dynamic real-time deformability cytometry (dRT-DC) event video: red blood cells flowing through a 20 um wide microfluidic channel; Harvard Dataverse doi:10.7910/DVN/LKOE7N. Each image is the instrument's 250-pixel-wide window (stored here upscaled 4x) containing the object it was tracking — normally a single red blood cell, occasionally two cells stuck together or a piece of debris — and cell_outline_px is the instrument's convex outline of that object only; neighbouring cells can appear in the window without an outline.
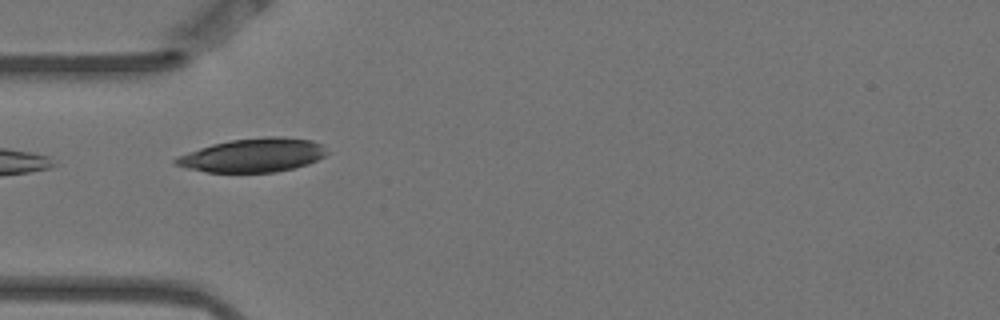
{"species": "Egyptian fruit bat (a non-hibernating species)", "species_latin": "Rousettus aegyptiacus", "temperature_condition": "warm", "stored_images_in_passage": 4, "camera_frame_rate_fps": 3000, "um_per_image_px": 0.085, "animal": {"sex": "female"}, "frame": {"image": 1, "passage_image": 2, "time_ms": 0.333, "image_size_px": [1000, 320], "cell_outline_px": [[328, 152], [324, 156], [308, 164], [276, 172], [208, 172], [188, 168], [172, 164], [172, 160], [176, 156], [212, 144], [232, 140], [268, 136], [280, 136], [312, 140], [324, 144]], "centroid_in_image_um": [21.52, 13.19], "position_along_channel_um": 63.5, "area_um2": 29.77}}
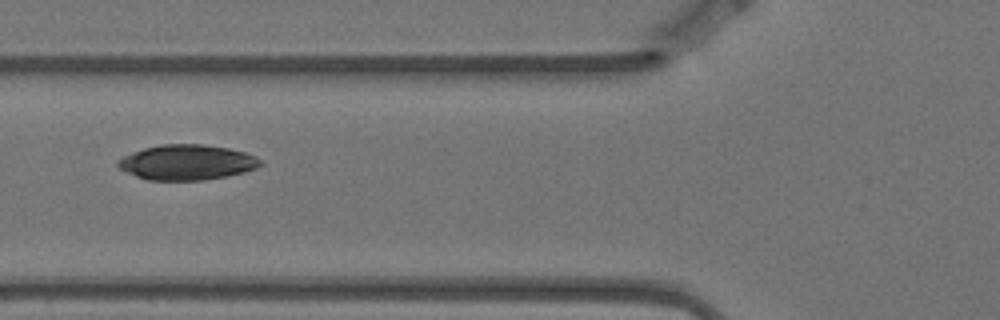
{"frame": {"image": 2, "passage_image": 3, "time_ms": 0.667, "image_size_px": [1000, 320], "cell_outline_px": [[264, 164], [256, 168], [244, 172], [204, 180], [148, 180], [136, 176], [120, 168], [116, 164], [116, 160], [132, 152], [144, 148], [160, 144], [200, 144], [228, 148], [244, 152], [256, 156]], "centroid_in_image_um": [15.88, 13.79], "position_along_channel_um": 109.9, "area_um2": 29.13}}
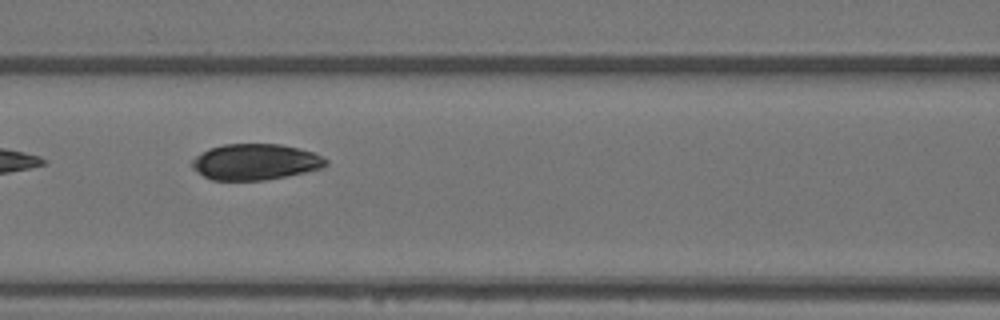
{"frame": {"image": 3, "passage_image": 4, "time_ms": 1.0, "image_size_px": [1000, 320], "cell_outline_px": [[328, 164], [324, 168], [264, 180], [212, 180], [204, 176], [192, 168], [192, 160], [196, 156], [208, 148], [224, 144], [280, 144], [300, 148], [312, 152], [328, 160]], "centroid_in_image_um": [21.7, 13.75], "position_along_channel_um": 144.9, "area_um2": 28.03}}